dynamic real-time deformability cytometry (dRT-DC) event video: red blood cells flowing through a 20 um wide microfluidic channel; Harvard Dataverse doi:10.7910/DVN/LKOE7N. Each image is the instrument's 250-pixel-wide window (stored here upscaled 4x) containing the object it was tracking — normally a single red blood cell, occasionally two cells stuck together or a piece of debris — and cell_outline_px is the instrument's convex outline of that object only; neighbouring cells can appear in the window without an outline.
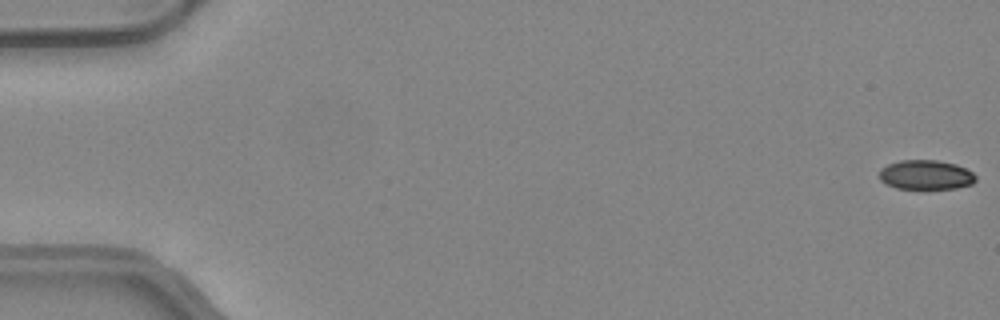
{"species": "common noctule bat (a hibernating species)", "species_latin": "Nyctalus noctula", "temperature_condition": "warm", "stored_images_in_passage": 50, "camera_frame_rate_fps": 3000, "um_per_image_px": 0.085, "animal": {"sex": "female", "body_mass_g": 24.6, "forearm_length_mm": 56.2}, "frame": {"image": 1, "passage_image": 1, "time_ms": 0.0, "image_size_px": [1000, 320], "cell_outline_px": [[976, 180], [972, 184], [956, 188], [896, 188], [884, 184], [880, 180], [880, 168], [888, 164], [900, 160], [936, 160], [956, 164], [972, 172], [976, 176]], "centroid_in_image_um": [78.68, 14.85], "position_along_channel_um": 6.3, "area_um2": 16.53}}
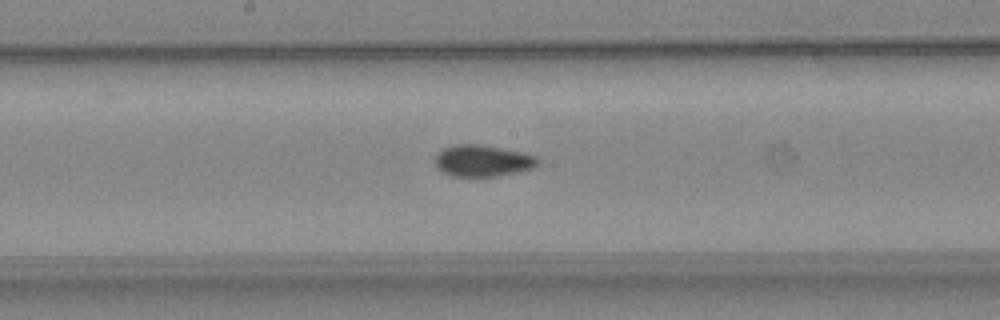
{"frame": {"image": 2, "passage_image": 27, "time_ms": 8.667, "image_size_px": [1000, 320], "cell_outline_px": [[540, 164], [524, 172], [476, 180], [452, 176], [440, 172], [436, 168], [436, 156], [444, 148], [456, 144], [480, 144], [524, 152], [536, 156], [540, 160]], "centroid_in_image_um": [41.06, 13.73], "position_along_channel_um": 207.1, "area_um2": 19.94}}
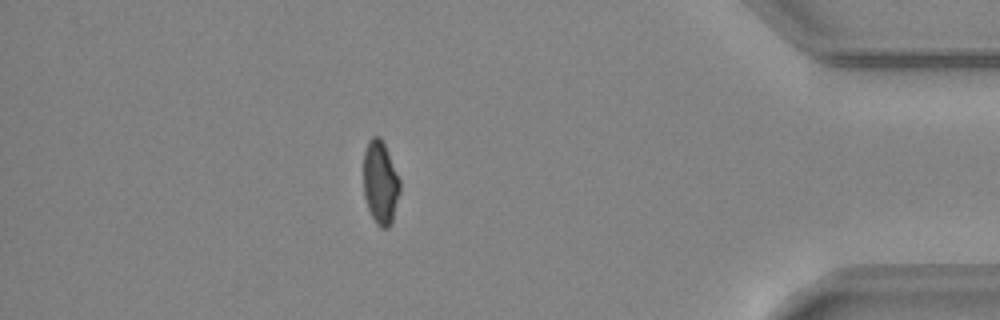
{"frame": {"image": 3, "passage_image": 44, "time_ms": 14.333, "image_size_px": [1000, 320], "cell_outline_px": [[400, 192], [392, 224], [388, 228], [380, 228], [376, 224], [368, 208], [364, 196], [364, 152], [368, 140], [372, 136], [380, 136], [384, 144], [400, 180]], "centroid_in_image_um": [32.34, 15.55], "position_along_channel_um": 402.9, "area_um2": 17.74}, "authors_computed_cell_mechanics": {"area_um2": 18.496, "velocity_mm_per_s": 4.201, "shape_relaxation_time_tau1_ms": null, "shape_relaxation_time_tau2_ms": 1.3807, "deformation_change_tau1": null, "deformation_change_tau2": 0.0524}}